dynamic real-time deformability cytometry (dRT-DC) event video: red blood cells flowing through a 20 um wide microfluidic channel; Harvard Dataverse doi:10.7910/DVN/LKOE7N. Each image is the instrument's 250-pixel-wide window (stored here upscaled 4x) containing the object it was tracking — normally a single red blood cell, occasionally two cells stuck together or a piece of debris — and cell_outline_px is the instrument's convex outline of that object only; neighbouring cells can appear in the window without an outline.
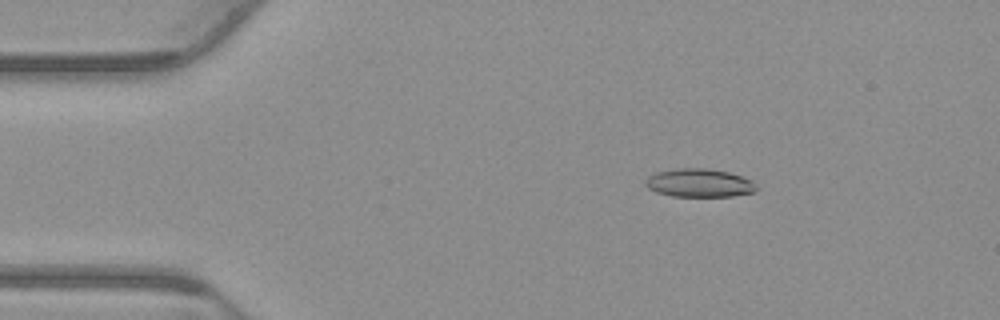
{"species": "common noctule bat (a hibernating species)", "species_latin": "Nyctalus noctula", "temperature_condition": "warm", "stored_images_in_passage": 54, "camera_frame_rate_fps": 3000, "um_per_image_px": 0.085, "animal": {"sex": "male", "body_mass_g": 23.1, "forearm_length_mm": 52.7}, "frame": {"image": 1, "passage_image": 9, "time_ms": 2.667, "image_size_px": [1000, 320], "cell_outline_px": [[756, 192], [732, 196], [672, 196], [656, 192], [648, 188], [644, 184], [644, 180], [648, 176], [656, 172], [680, 168], [708, 168], [728, 172], [744, 176], [752, 180], [756, 184]], "centroid_in_image_um": [59.45, 15.54], "position_along_channel_um": 25.6, "area_um2": 18.5}}
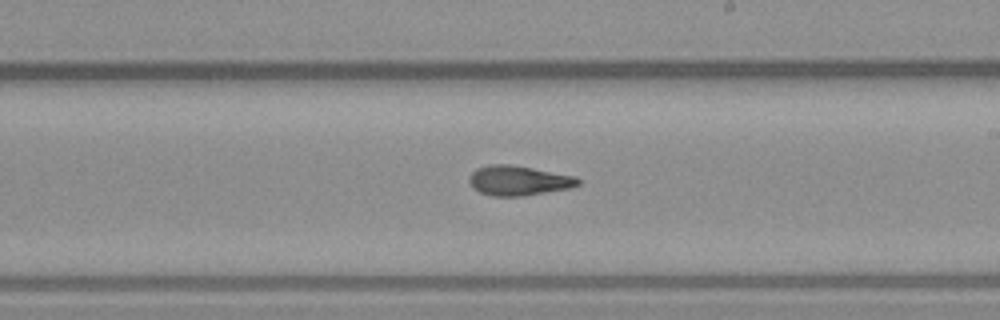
{"frame": {"image": 2, "passage_image": 31, "time_ms": 10.0, "image_size_px": [1000, 320], "cell_outline_px": [[580, 184], [568, 188], [524, 196], [492, 196], [480, 192], [472, 188], [468, 180], [468, 176], [476, 168], [492, 164], [508, 164], [532, 168], [576, 176], [580, 180]], "centroid_in_image_um": [44.04, 15.35], "position_along_channel_um": 245.0, "area_um2": 18.9}}
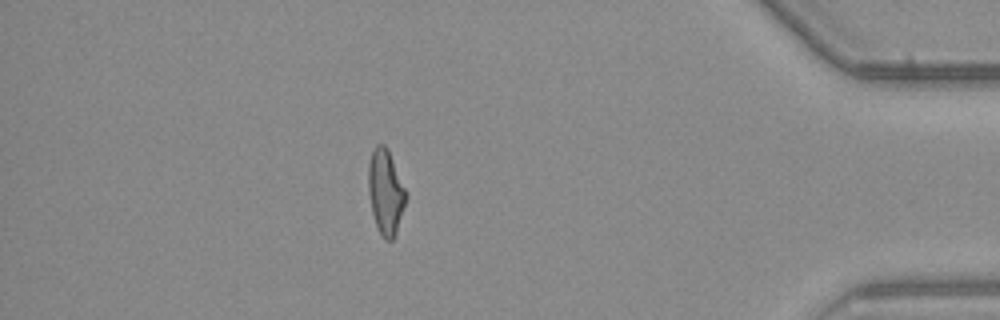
{"frame": {"image": 3, "passage_image": 47, "time_ms": 15.333, "image_size_px": [1000, 320], "cell_outline_px": [[408, 196], [396, 232], [392, 240], [384, 240], [376, 224], [372, 212], [368, 192], [368, 164], [372, 152], [376, 144], [384, 144], [388, 148]], "centroid_in_image_um": [32.77, 16.29], "position_along_channel_um": 402.4, "area_um2": 18.55}, "authors_computed_cell_mechanics": {"area_um2": 18.7561, "velocity_mm_per_s": 3.8519, "shape_relaxation_time_tau1_ms": 7.8221, "shape_relaxation_time_tau2_ms": 2.9245, "deformation_change_tau1": 0.2364, "deformation_change_tau2": 0.1217}}